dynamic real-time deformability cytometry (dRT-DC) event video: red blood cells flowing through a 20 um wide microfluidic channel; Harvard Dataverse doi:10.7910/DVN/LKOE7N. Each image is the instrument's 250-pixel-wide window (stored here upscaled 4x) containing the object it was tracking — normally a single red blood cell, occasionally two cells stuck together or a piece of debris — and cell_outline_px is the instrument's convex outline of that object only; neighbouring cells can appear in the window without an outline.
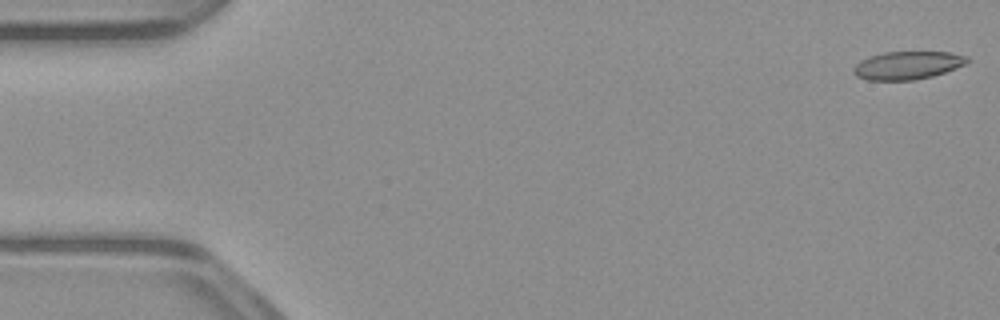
{"species": "common noctule bat (a hibernating species)", "species_latin": "Nyctalus noctula", "temperature_condition": "warm", "stored_images_in_passage": 52, "camera_frame_rate_fps": 3000, "um_per_image_px": 0.085, "animal": {"sex": "male", "body_mass_g": 23.1, "forearm_length_mm": 52.7}, "frame": {"image": 1, "passage_image": 1, "time_ms": 0.0, "image_size_px": [1000, 320], "cell_outline_px": [[972, 60], [964, 64], [944, 72], [932, 76], [912, 80], [868, 80], [856, 76], [852, 72], [852, 68], [860, 60], [868, 56], [884, 52], [948, 52], [968, 56]], "centroid_in_image_um": [77.1, 5.54], "position_along_channel_um": 7.9, "area_um2": 18.61}}
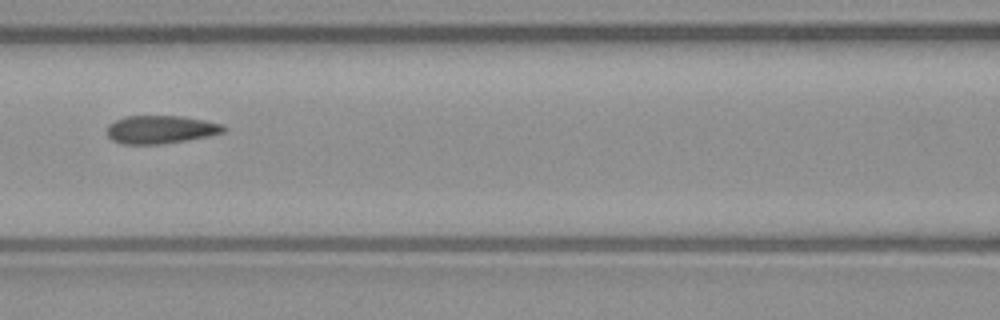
{"frame": {"image": 2, "passage_image": 23, "time_ms": 7.333, "image_size_px": [1000, 320], "cell_outline_px": [[228, 128], [224, 132], [208, 136], [188, 140], [160, 144], [120, 144], [112, 140], [108, 136], [104, 128], [108, 124], [124, 116], [180, 116], [204, 120], [224, 124]], "centroid_in_image_um": [13.63, 11.01], "position_along_channel_um": 153.0, "area_um2": 19.36}}
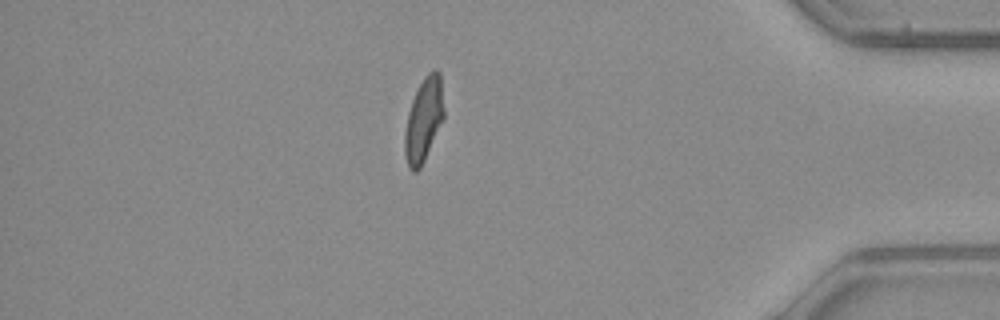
{"frame": {"image": 3, "passage_image": 45, "time_ms": 14.667, "image_size_px": [1000, 320], "cell_outline_px": [[444, 116], [424, 160], [420, 168], [416, 172], [412, 172], [408, 168], [404, 152], [404, 132], [408, 112], [412, 100], [424, 76], [432, 68], [436, 68], [440, 72], [444, 108]], "centroid_in_image_um": [36.0, 10.16], "position_along_channel_um": 399.2, "area_um2": 19.13}, "authors_computed_cell_mechanics": {"area_um2": 19.5653, "velocity_mm_per_s": 3.9276, "shape_relaxation_time_tau1_ms": null, "shape_relaxation_time_tau2_ms": 1.4439, "deformation_change_tau1": null, "deformation_change_tau2": 0.0947}}